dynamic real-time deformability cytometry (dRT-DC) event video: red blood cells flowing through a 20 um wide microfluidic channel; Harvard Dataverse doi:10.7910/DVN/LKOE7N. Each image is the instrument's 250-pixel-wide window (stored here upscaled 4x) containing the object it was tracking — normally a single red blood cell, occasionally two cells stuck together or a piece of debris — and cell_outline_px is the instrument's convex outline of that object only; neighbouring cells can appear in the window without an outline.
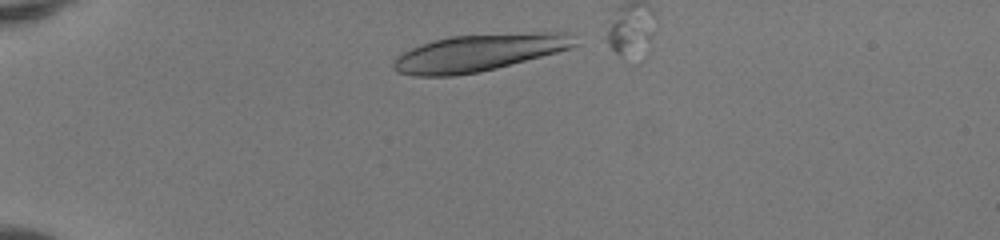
{"species": "human", "species_latin": "Homo sapiens", "temperature_condition": "room temperature", "stored_images_in_passage": 14, "camera_frame_rate_fps": 3000, "um_per_image_px": 0.085, "donor": {"sex": "female"}, "frame": {"image": 1, "passage_image": 3, "time_ms": 0.667, "image_size_px": [1000, 240], "cell_outline_px": [[580, 44], [572, 48], [496, 68], [480, 72], [452, 76], [412, 76], [396, 72], [392, 68], [392, 64], [396, 56], [420, 44], [452, 36], [532, 32], [568, 32]], "centroid_in_image_um": [40.7, 4.48], "position_along_channel_um": 44.3, "area_um2": 39.19}}
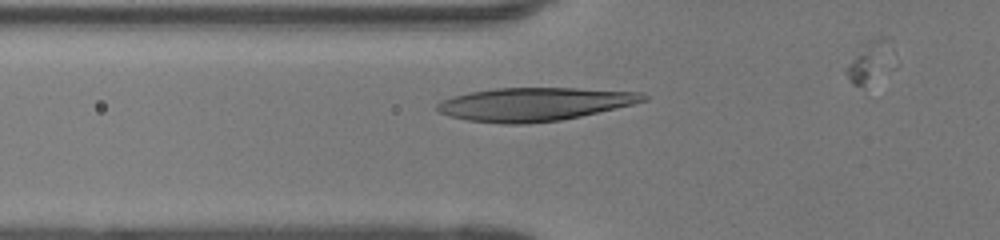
{"frame": {"image": 2, "passage_image": 9, "time_ms": 2.667, "image_size_px": [1000, 240], "cell_outline_px": [[648, 100], [632, 104], [580, 116], [560, 120], [528, 124], [500, 124], [468, 120], [452, 116], [440, 112], [436, 108], [436, 104], [452, 96], [468, 92], [496, 88], [576, 88], [640, 92], [648, 96]], "centroid_in_image_um": [45.41, 8.85], "position_along_channel_um": 80.4, "area_um2": 39.82}}
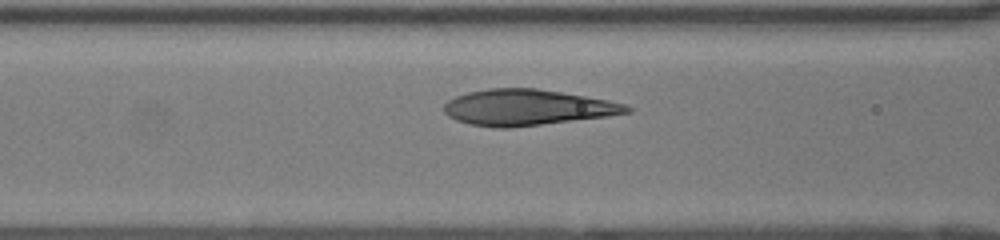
{"frame": {"image": 3, "passage_image": 12, "time_ms": 3.667, "image_size_px": [1000, 240], "cell_outline_px": [[632, 112], [608, 116], [508, 128], [496, 128], [472, 124], [456, 120], [448, 116], [444, 112], [444, 104], [448, 100], [456, 96], [468, 92], [488, 88], [536, 88], [608, 100], [624, 104], [632, 108]], "centroid_in_image_um": [44.79, 9.13], "position_along_channel_um": 121.8, "area_um2": 37.97}}